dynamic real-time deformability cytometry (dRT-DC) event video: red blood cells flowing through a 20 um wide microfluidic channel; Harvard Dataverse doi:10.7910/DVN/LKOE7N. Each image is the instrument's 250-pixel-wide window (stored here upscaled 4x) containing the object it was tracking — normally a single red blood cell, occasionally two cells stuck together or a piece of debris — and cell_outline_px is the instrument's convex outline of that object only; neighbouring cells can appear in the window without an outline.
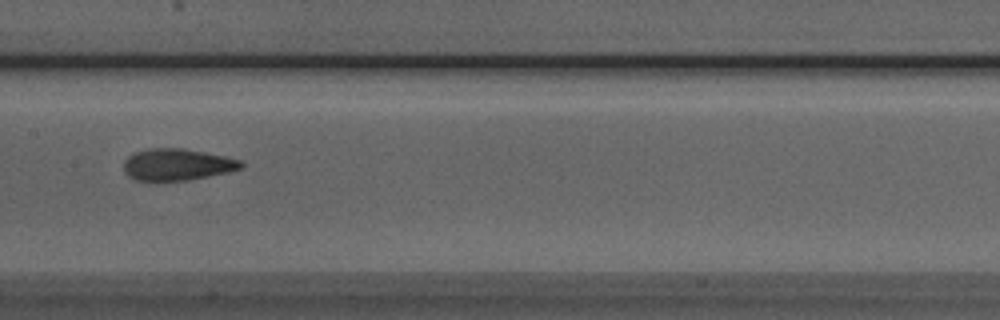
{"species": "Egyptian fruit bat (a non-hibernating species)", "species_latin": "Rousettus aegyptiacus", "temperature_condition": "room temperature", "stored_images_in_passage": 7, "camera_frame_rate_fps": 3000, "um_per_image_px": 0.085, "animal": {"sex": "male"}, "frame": {"image": 1, "passage_image": 7, "time_ms": 7.667, "image_size_px": [1000, 320], "cell_outline_px": [[244, 168], [228, 172], [188, 180], [156, 184], [136, 180], [128, 176], [124, 172], [124, 160], [128, 156], [136, 152], [148, 148], [184, 148], [224, 156], [240, 160], [244, 164]], "centroid_in_image_um": [15.01, 14.03], "position_along_channel_um": 192.4, "area_um2": 22.37}}